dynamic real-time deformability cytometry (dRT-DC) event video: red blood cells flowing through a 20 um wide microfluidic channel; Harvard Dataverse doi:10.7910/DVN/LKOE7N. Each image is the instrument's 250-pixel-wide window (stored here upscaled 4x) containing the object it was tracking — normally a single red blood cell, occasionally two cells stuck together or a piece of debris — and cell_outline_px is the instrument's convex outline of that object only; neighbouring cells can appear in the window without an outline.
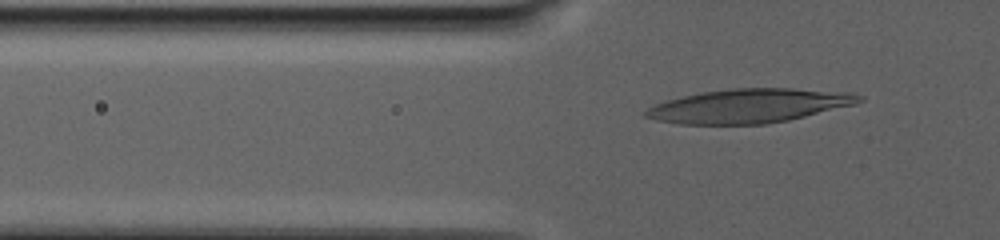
{"species": "human", "species_latin": "Homo sapiens", "temperature_condition": "warm", "stored_images_in_passage": 37, "camera_frame_rate_fps": 3000, "um_per_image_px": 0.085, "donor": {"sex": "male"}, "frame": {"image": 1, "passage_image": 16, "time_ms": 6.0, "image_size_px": [1000, 240], "cell_outline_px": [[864, 100], [856, 104], [788, 120], [764, 124], [680, 124], [656, 120], [644, 116], [644, 112], [648, 108], [664, 100], [700, 92], [732, 88], [792, 88], [852, 92], [864, 96]], "centroid_in_image_um": [63.69, 8.98], "position_along_channel_um": 62.1, "area_um2": 42.43}}
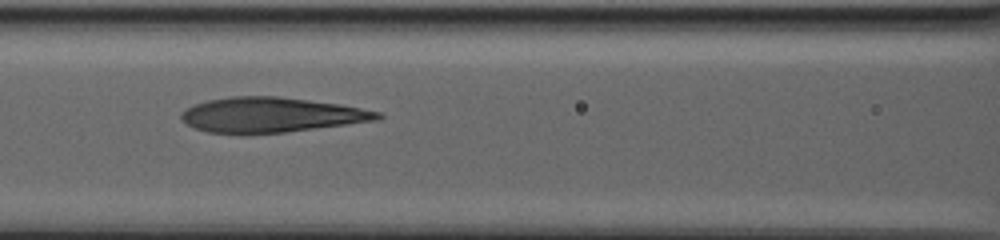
{"frame": {"image": 2, "passage_image": 30, "time_ms": 10.0, "image_size_px": [1000, 240], "cell_outline_px": [[384, 116], [380, 120], [284, 132], [208, 132], [196, 128], [188, 124], [180, 116], [180, 112], [196, 104], [208, 100], [232, 96], [276, 96], [340, 104], [380, 112]], "centroid_in_image_um": [23.1, 9.74], "position_along_channel_um": 143.5, "area_um2": 39.19}}
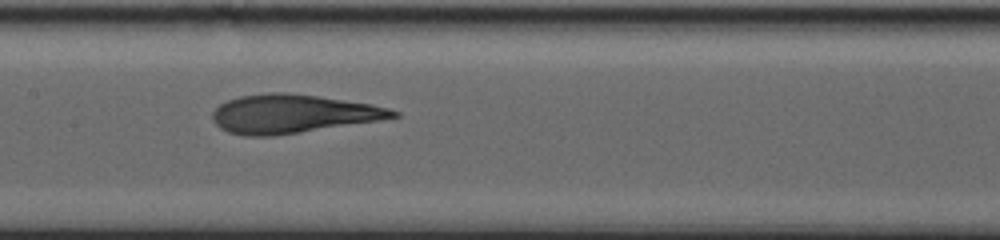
{"frame": {"image": 3, "passage_image": 36, "time_ms": 11.667, "image_size_px": [1000, 240], "cell_outline_px": [[400, 116], [380, 120], [300, 132], [272, 136], [244, 136], [228, 132], [220, 128], [212, 120], [212, 112], [220, 104], [228, 100], [240, 96], [268, 92], [284, 92], [316, 96], [372, 104], [388, 108], [400, 112]], "centroid_in_image_um": [24.85, 9.67], "position_along_channel_um": 182.6, "area_um2": 40.4}}